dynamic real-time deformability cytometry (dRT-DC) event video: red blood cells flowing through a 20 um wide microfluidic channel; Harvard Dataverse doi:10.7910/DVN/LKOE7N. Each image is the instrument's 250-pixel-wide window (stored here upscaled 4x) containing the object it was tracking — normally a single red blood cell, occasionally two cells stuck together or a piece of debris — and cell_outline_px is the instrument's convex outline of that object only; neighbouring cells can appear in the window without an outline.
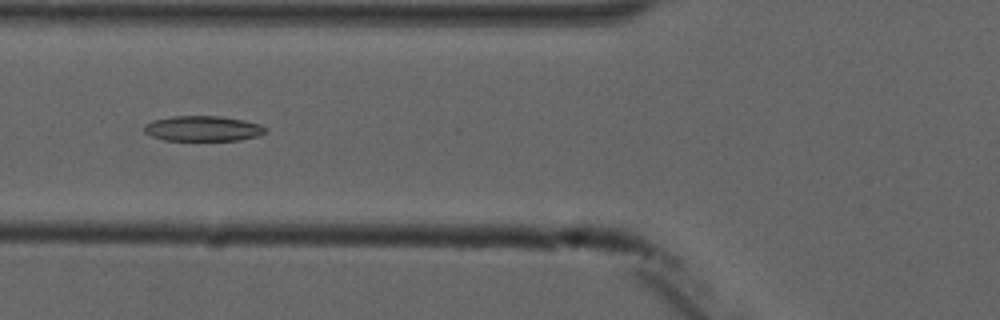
{"species": "common noctule bat (a hibernating species)", "species_latin": "Nyctalus noctula", "temperature_condition": "cold", "stored_images_in_passage": 6, "camera_frame_rate_fps": 3000, "um_per_image_px": 0.085, "animal": {"sex": "male", "forearm_length_mm": 52.5}, "frame": {"image": 1, "passage_image": 6, "time_ms": 6.0, "image_size_px": [1000, 320], "cell_outline_px": [[268, 132], [256, 136], [240, 140], [164, 140], [152, 136], [144, 132], [144, 124], [152, 120], [172, 116], [220, 116], [244, 120], [260, 124], [268, 128]], "centroid_in_image_um": [17.26, 10.92], "position_along_channel_um": 108.5, "area_um2": 17.98}}